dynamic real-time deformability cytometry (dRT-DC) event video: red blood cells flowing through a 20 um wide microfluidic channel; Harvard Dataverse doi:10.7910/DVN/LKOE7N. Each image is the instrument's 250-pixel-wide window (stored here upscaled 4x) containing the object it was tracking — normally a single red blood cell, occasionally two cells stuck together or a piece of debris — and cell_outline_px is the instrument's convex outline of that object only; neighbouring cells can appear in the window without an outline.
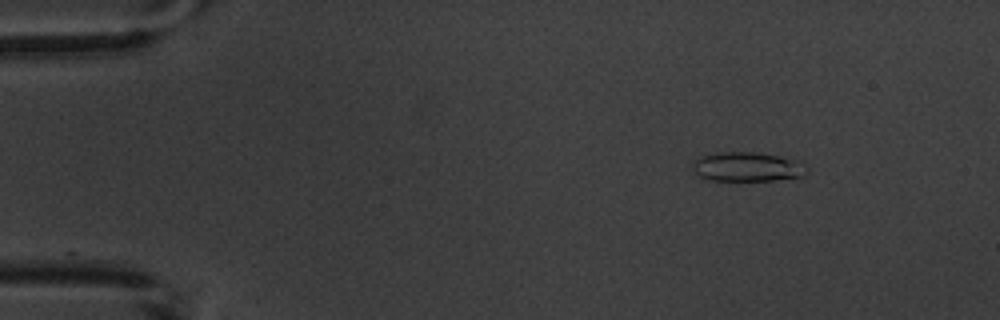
{"species": "common noctule bat (a hibernating species)", "species_latin": "Nyctalus noctula", "temperature_condition": "warm", "stored_images_in_passage": 9, "camera_frame_rate_fps": 3000, "um_per_image_px": 0.085, "animal": {"sex": "male", "body_mass_g": 20.1, "forearm_length_mm": 53.5}, "frame": {"image": 1, "passage_image": 3, "time_ms": 2.333, "image_size_px": [1000, 320], "cell_outline_px": [[808, 172], [804, 176], [776, 180], [708, 180], [700, 176], [692, 168], [692, 160], [700, 156], [716, 152], [756, 152], [780, 156], [800, 160], [808, 168]], "centroid_in_image_um": [63.54, 14.17], "position_along_channel_um": 21.5, "area_um2": 19.83}}
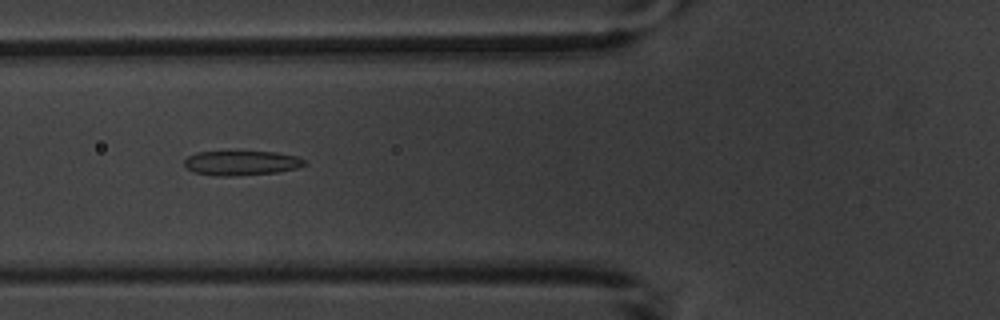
{"frame": {"image": 2, "passage_image": 6, "time_ms": 7.0, "image_size_px": [1000, 320], "cell_outline_px": [[308, 164], [296, 168], [276, 172], [232, 176], [216, 176], [192, 172], [184, 164], [184, 160], [188, 156], [196, 152], [276, 152], [296, 156], [304, 160]], "centroid_in_image_um": [20.5, 13.86], "position_along_channel_um": 105.3, "area_um2": 17.11}}
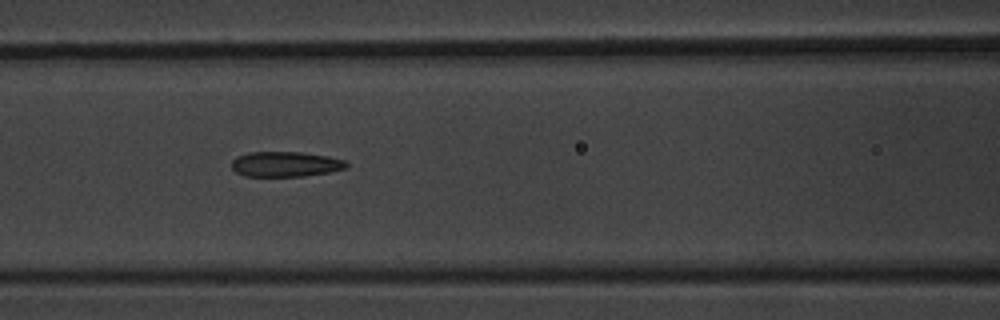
{"frame": {"image": 3, "passage_image": 7, "time_ms": 8.0, "image_size_px": [1000, 320], "cell_outline_px": [[348, 168], [328, 172], [304, 176], [244, 176], [236, 172], [232, 168], [232, 160], [236, 156], [248, 152], [300, 152], [328, 156], [344, 160], [348, 164]], "centroid_in_image_um": [24.25, 13.95], "position_along_channel_um": 142.3, "area_um2": 16.88}}